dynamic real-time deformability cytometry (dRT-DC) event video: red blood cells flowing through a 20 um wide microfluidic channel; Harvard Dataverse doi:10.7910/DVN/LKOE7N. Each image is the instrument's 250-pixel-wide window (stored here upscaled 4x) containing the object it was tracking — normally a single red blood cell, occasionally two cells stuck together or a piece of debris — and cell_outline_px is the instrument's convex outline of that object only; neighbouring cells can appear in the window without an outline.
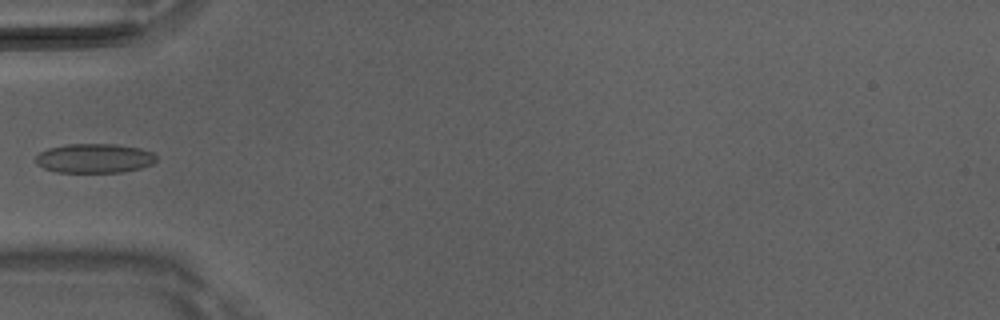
{"species": "Egyptian fruit bat (a non-hibernating species)", "species_latin": "Rousettus aegyptiacus", "temperature_condition": "room temperature", "stored_images_in_passage": 5, "camera_frame_rate_fps": 3000, "um_per_image_px": 0.085, "animal": {"sex": "male"}, "frame": {"image": 1, "passage_image": 4, "time_ms": 1.0, "image_size_px": [1000, 320], "cell_outline_px": [[156, 160], [152, 164], [140, 168], [124, 172], [56, 172], [44, 168], [36, 164], [36, 156], [40, 152], [48, 148], [68, 144], [116, 144], [140, 148], [152, 152], [156, 156]], "centroid_in_image_um": [8.02, 13.45], "position_along_channel_um": 77.0, "area_um2": 20.63}}